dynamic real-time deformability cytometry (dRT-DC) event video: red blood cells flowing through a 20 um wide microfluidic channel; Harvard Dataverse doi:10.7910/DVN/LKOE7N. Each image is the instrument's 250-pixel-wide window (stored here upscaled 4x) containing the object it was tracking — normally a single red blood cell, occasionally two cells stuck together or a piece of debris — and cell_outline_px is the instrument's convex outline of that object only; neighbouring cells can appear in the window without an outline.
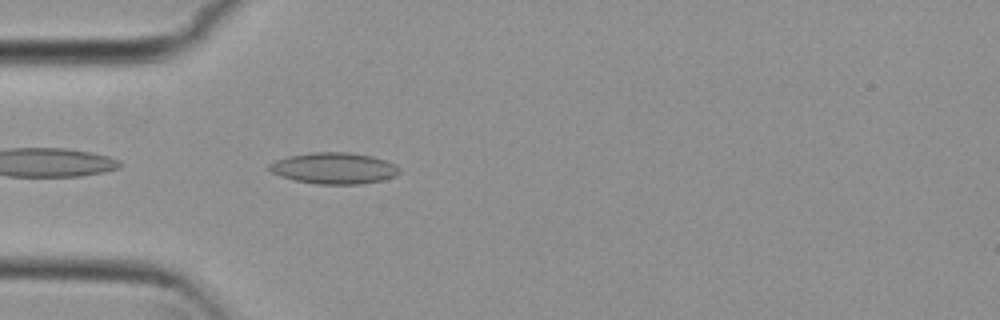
{"species": "common noctule bat (a hibernating species)", "species_latin": "Nyctalus noctula", "temperature_condition": "cold", "stored_images_in_passage": 40, "camera_frame_rate_fps": 3000, "um_per_image_px": 0.085, "animal": {"sex": "female", "body_mass_g": 29.2, "forearm_length_mm": 56.3}, "frame": {"image": 1, "passage_image": 2, "time_ms": 0.333, "image_size_px": [1000, 320], "cell_outline_px": [[400, 172], [396, 176], [380, 180], [360, 184], [316, 184], [296, 180], [280, 176], [272, 172], [268, 168], [268, 164], [276, 160], [288, 156], [312, 152], [348, 152], [372, 156], [384, 160], [400, 168]], "centroid_in_image_um": [28.37, 14.29], "position_along_channel_um": 56.6, "area_um2": 23.58}}
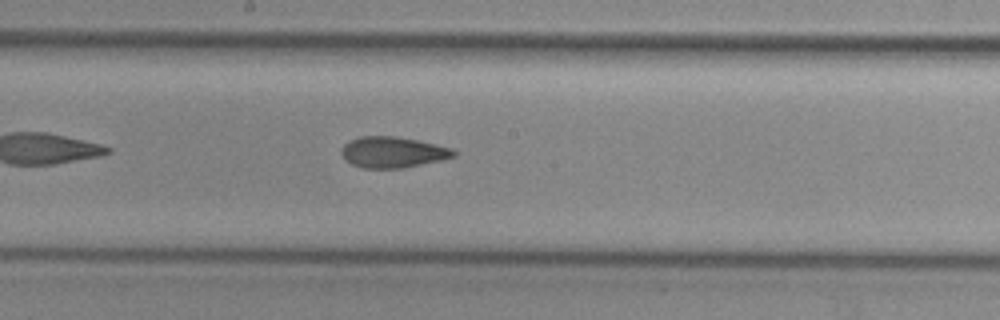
{"frame": {"image": 2, "passage_image": 15, "time_ms": 4.667, "image_size_px": [1000, 320], "cell_outline_px": [[456, 156], [440, 160], [404, 168], [360, 168], [344, 160], [340, 152], [340, 148], [348, 140], [360, 136], [396, 136], [416, 140], [452, 148], [456, 152]], "centroid_in_image_um": [33.32, 12.94], "position_along_channel_um": 214.9, "area_um2": 20.4}}
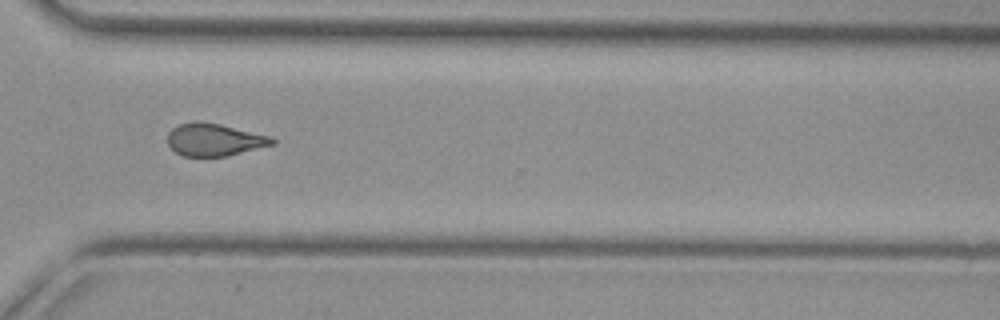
{"frame": {"image": 3, "passage_image": 26, "time_ms": 8.333, "image_size_px": [1000, 320], "cell_outline_px": [[276, 144], [228, 156], [184, 156], [176, 152], [168, 144], [168, 132], [172, 128], [180, 124], [192, 120], [200, 120], [220, 124], [272, 136], [276, 140]], "centroid_in_image_um": [18.25, 11.86], "position_along_channel_um": 352.4, "area_um2": 20.06}, "authors_computed_cell_mechanics": {"area_um2": 20.3745, "velocity_mm_per_s": 3.7553, "shape_relaxation_time_tau1_ms": null, "shape_relaxation_time_tau2_ms": 2.357, "deformation_change_tau1": null, "deformation_change_tau2": 0.0948}}